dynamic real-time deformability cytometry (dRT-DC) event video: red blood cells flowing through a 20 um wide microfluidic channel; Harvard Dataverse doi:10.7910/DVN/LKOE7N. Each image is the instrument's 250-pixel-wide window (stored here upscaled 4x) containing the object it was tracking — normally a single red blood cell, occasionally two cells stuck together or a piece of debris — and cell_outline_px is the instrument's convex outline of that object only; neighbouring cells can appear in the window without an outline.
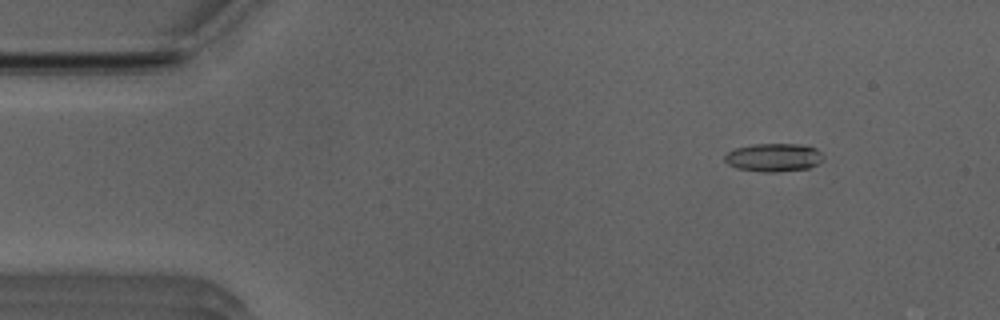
{"species": "Egyptian fruit bat (a non-hibernating species)", "species_latin": "Rousettus aegyptiacus", "temperature_condition": "room temperature", "stored_images_in_passage": 8, "camera_frame_rate_fps": 3000, "um_per_image_px": 0.085, "animal": {"sex": "male"}, "frame": {"image": 1, "passage_image": 6, "time_ms": 1.667, "image_size_px": [1000, 320], "cell_outline_px": [[824, 156], [816, 164], [808, 168], [776, 172], [764, 172], [736, 168], [728, 164], [724, 160], [724, 156], [728, 152], [736, 148], [752, 144], [796, 144], [816, 148]], "centroid_in_image_um": [65.73, 13.38], "position_along_channel_um": 19.3, "area_um2": 16.07}}